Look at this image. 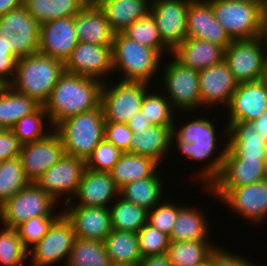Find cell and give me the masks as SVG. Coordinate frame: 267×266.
Wrapping results in <instances>:
<instances>
[{"label": "cell", "mask_w": 267, "mask_h": 266, "mask_svg": "<svg viewBox=\"0 0 267 266\" xmlns=\"http://www.w3.org/2000/svg\"><path fill=\"white\" fill-rule=\"evenodd\" d=\"M103 84V81L64 71L44 104L52 127L100 106Z\"/></svg>", "instance_id": "6da1fadb"}, {"label": "cell", "mask_w": 267, "mask_h": 266, "mask_svg": "<svg viewBox=\"0 0 267 266\" xmlns=\"http://www.w3.org/2000/svg\"><path fill=\"white\" fill-rule=\"evenodd\" d=\"M219 154L196 174L205 184L210 196L221 200L232 188L254 184L267 178V160L247 158H223L227 149V141Z\"/></svg>", "instance_id": "7a4b0ae2"}, {"label": "cell", "mask_w": 267, "mask_h": 266, "mask_svg": "<svg viewBox=\"0 0 267 266\" xmlns=\"http://www.w3.org/2000/svg\"><path fill=\"white\" fill-rule=\"evenodd\" d=\"M63 72L64 63L61 60L37 52L17 60L9 86L44 106Z\"/></svg>", "instance_id": "3957f363"}, {"label": "cell", "mask_w": 267, "mask_h": 266, "mask_svg": "<svg viewBox=\"0 0 267 266\" xmlns=\"http://www.w3.org/2000/svg\"><path fill=\"white\" fill-rule=\"evenodd\" d=\"M105 118L102 105L68 117L54 130L59 135L65 154L87 160L104 139Z\"/></svg>", "instance_id": "277c9868"}, {"label": "cell", "mask_w": 267, "mask_h": 266, "mask_svg": "<svg viewBox=\"0 0 267 266\" xmlns=\"http://www.w3.org/2000/svg\"><path fill=\"white\" fill-rule=\"evenodd\" d=\"M162 60L163 57L157 50L140 45L123 33L115 34L112 44V66L113 72L119 69L117 71L123 73L121 81L151 85V80L159 73Z\"/></svg>", "instance_id": "5b68a950"}, {"label": "cell", "mask_w": 267, "mask_h": 266, "mask_svg": "<svg viewBox=\"0 0 267 266\" xmlns=\"http://www.w3.org/2000/svg\"><path fill=\"white\" fill-rule=\"evenodd\" d=\"M216 20L231 40L260 37L263 18L260 0H207Z\"/></svg>", "instance_id": "8992f818"}, {"label": "cell", "mask_w": 267, "mask_h": 266, "mask_svg": "<svg viewBox=\"0 0 267 266\" xmlns=\"http://www.w3.org/2000/svg\"><path fill=\"white\" fill-rule=\"evenodd\" d=\"M60 205L35 182L18 191L0 207L2 226L16 228L33 217L60 216L63 211L53 214Z\"/></svg>", "instance_id": "52a82bcc"}, {"label": "cell", "mask_w": 267, "mask_h": 266, "mask_svg": "<svg viewBox=\"0 0 267 266\" xmlns=\"http://www.w3.org/2000/svg\"><path fill=\"white\" fill-rule=\"evenodd\" d=\"M171 58L168 64L163 66V94L171 101L173 108H176L175 112L180 110L193 113L195 109L201 108L199 71L184 66L173 56Z\"/></svg>", "instance_id": "ba28073f"}, {"label": "cell", "mask_w": 267, "mask_h": 266, "mask_svg": "<svg viewBox=\"0 0 267 266\" xmlns=\"http://www.w3.org/2000/svg\"><path fill=\"white\" fill-rule=\"evenodd\" d=\"M107 86L105 81L101 93V105L105 122L128 123L141 111L145 93L150 89L143 82L121 81Z\"/></svg>", "instance_id": "9c48e42d"}, {"label": "cell", "mask_w": 267, "mask_h": 266, "mask_svg": "<svg viewBox=\"0 0 267 266\" xmlns=\"http://www.w3.org/2000/svg\"><path fill=\"white\" fill-rule=\"evenodd\" d=\"M213 121L209 118H196L185 122L184 125L177 130L173 128L171 136V145L176 141L177 148L181 155L191 160L203 161L214 158L216 153L217 141H221L217 135ZM215 151V152H214Z\"/></svg>", "instance_id": "30bf717a"}, {"label": "cell", "mask_w": 267, "mask_h": 266, "mask_svg": "<svg viewBox=\"0 0 267 266\" xmlns=\"http://www.w3.org/2000/svg\"><path fill=\"white\" fill-rule=\"evenodd\" d=\"M40 24L22 5L0 17V38L22 58L39 51Z\"/></svg>", "instance_id": "8fae6325"}, {"label": "cell", "mask_w": 267, "mask_h": 266, "mask_svg": "<svg viewBox=\"0 0 267 266\" xmlns=\"http://www.w3.org/2000/svg\"><path fill=\"white\" fill-rule=\"evenodd\" d=\"M224 61L238 84L262 80L267 68L262 39L232 40L224 50Z\"/></svg>", "instance_id": "7c38bea8"}, {"label": "cell", "mask_w": 267, "mask_h": 266, "mask_svg": "<svg viewBox=\"0 0 267 266\" xmlns=\"http://www.w3.org/2000/svg\"><path fill=\"white\" fill-rule=\"evenodd\" d=\"M76 238L73 225L62 213L51 225L46 235L30 249V264L33 266H52L64 261L67 264L70 251ZM31 254V255H30Z\"/></svg>", "instance_id": "4fadbf2b"}, {"label": "cell", "mask_w": 267, "mask_h": 266, "mask_svg": "<svg viewBox=\"0 0 267 266\" xmlns=\"http://www.w3.org/2000/svg\"><path fill=\"white\" fill-rule=\"evenodd\" d=\"M85 170V159L65 154L55 165L47 169L35 183L58 203L63 199L62 197L67 203L73 199ZM65 194L68 196L66 197Z\"/></svg>", "instance_id": "5bb4252c"}, {"label": "cell", "mask_w": 267, "mask_h": 266, "mask_svg": "<svg viewBox=\"0 0 267 266\" xmlns=\"http://www.w3.org/2000/svg\"><path fill=\"white\" fill-rule=\"evenodd\" d=\"M192 0H151L150 14L155 19L162 42L173 51L187 38V13Z\"/></svg>", "instance_id": "9a60e30c"}, {"label": "cell", "mask_w": 267, "mask_h": 266, "mask_svg": "<svg viewBox=\"0 0 267 266\" xmlns=\"http://www.w3.org/2000/svg\"><path fill=\"white\" fill-rule=\"evenodd\" d=\"M64 71L104 83L107 75L110 77V73L113 72L112 45L78 42L64 63Z\"/></svg>", "instance_id": "2e32d148"}, {"label": "cell", "mask_w": 267, "mask_h": 266, "mask_svg": "<svg viewBox=\"0 0 267 266\" xmlns=\"http://www.w3.org/2000/svg\"><path fill=\"white\" fill-rule=\"evenodd\" d=\"M64 155L62 141L53 129L43 139L23 144L19 157L26 177L30 182H36L47 169L55 165Z\"/></svg>", "instance_id": "e0dca14e"}, {"label": "cell", "mask_w": 267, "mask_h": 266, "mask_svg": "<svg viewBox=\"0 0 267 266\" xmlns=\"http://www.w3.org/2000/svg\"><path fill=\"white\" fill-rule=\"evenodd\" d=\"M236 215L251 224L260 225L267 219V178L265 180L232 188L221 200ZM228 205V206H227Z\"/></svg>", "instance_id": "ac0fdd59"}, {"label": "cell", "mask_w": 267, "mask_h": 266, "mask_svg": "<svg viewBox=\"0 0 267 266\" xmlns=\"http://www.w3.org/2000/svg\"><path fill=\"white\" fill-rule=\"evenodd\" d=\"M78 42L74 16L50 20L40 25L38 52L41 54L65 63Z\"/></svg>", "instance_id": "d6986e66"}, {"label": "cell", "mask_w": 267, "mask_h": 266, "mask_svg": "<svg viewBox=\"0 0 267 266\" xmlns=\"http://www.w3.org/2000/svg\"><path fill=\"white\" fill-rule=\"evenodd\" d=\"M237 86L238 83L224 60L199 71L201 107L204 106L205 109L218 104L227 107Z\"/></svg>", "instance_id": "ffe728a7"}, {"label": "cell", "mask_w": 267, "mask_h": 266, "mask_svg": "<svg viewBox=\"0 0 267 266\" xmlns=\"http://www.w3.org/2000/svg\"><path fill=\"white\" fill-rule=\"evenodd\" d=\"M223 131L227 139L223 158L267 160V136L255 132L250 121L233 122Z\"/></svg>", "instance_id": "44dd1931"}, {"label": "cell", "mask_w": 267, "mask_h": 266, "mask_svg": "<svg viewBox=\"0 0 267 266\" xmlns=\"http://www.w3.org/2000/svg\"><path fill=\"white\" fill-rule=\"evenodd\" d=\"M229 121L227 128L233 122L252 121L267 109V88L262 80L238 84L229 105L227 106Z\"/></svg>", "instance_id": "7402d4cb"}, {"label": "cell", "mask_w": 267, "mask_h": 266, "mask_svg": "<svg viewBox=\"0 0 267 266\" xmlns=\"http://www.w3.org/2000/svg\"><path fill=\"white\" fill-rule=\"evenodd\" d=\"M64 208L63 213L73 225L77 238L104 242L112 231L109 208L77 205H66Z\"/></svg>", "instance_id": "603a6c76"}, {"label": "cell", "mask_w": 267, "mask_h": 266, "mask_svg": "<svg viewBox=\"0 0 267 266\" xmlns=\"http://www.w3.org/2000/svg\"><path fill=\"white\" fill-rule=\"evenodd\" d=\"M119 190L110 172L86 169L73 199L65 205L109 208L114 199L119 197Z\"/></svg>", "instance_id": "cb8c5ba5"}, {"label": "cell", "mask_w": 267, "mask_h": 266, "mask_svg": "<svg viewBox=\"0 0 267 266\" xmlns=\"http://www.w3.org/2000/svg\"><path fill=\"white\" fill-rule=\"evenodd\" d=\"M187 38H197L222 46L231 39L216 20L211 4L207 0H192L187 13Z\"/></svg>", "instance_id": "d4e9b609"}, {"label": "cell", "mask_w": 267, "mask_h": 266, "mask_svg": "<svg viewBox=\"0 0 267 266\" xmlns=\"http://www.w3.org/2000/svg\"><path fill=\"white\" fill-rule=\"evenodd\" d=\"M74 25L79 42L96 45L113 44L116 33L98 5L88 3L74 16Z\"/></svg>", "instance_id": "484cf974"}, {"label": "cell", "mask_w": 267, "mask_h": 266, "mask_svg": "<svg viewBox=\"0 0 267 266\" xmlns=\"http://www.w3.org/2000/svg\"><path fill=\"white\" fill-rule=\"evenodd\" d=\"M224 48L197 38H185L171 53L177 61L201 71L224 60Z\"/></svg>", "instance_id": "4316f807"}, {"label": "cell", "mask_w": 267, "mask_h": 266, "mask_svg": "<svg viewBox=\"0 0 267 266\" xmlns=\"http://www.w3.org/2000/svg\"><path fill=\"white\" fill-rule=\"evenodd\" d=\"M173 128L151 125L146 130L132 131L133 140L130 145V153L150 157L161 164V161L170 152V148H173L171 145Z\"/></svg>", "instance_id": "83f0119b"}, {"label": "cell", "mask_w": 267, "mask_h": 266, "mask_svg": "<svg viewBox=\"0 0 267 266\" xmlns=\"http://www.w3.org/2000/svg\"><path fill=\"white\" fill-rule=\"evenodd\" d=\"M98 6L104 11L112 30L122 33L134 21L150 13L151 0H103Z\"/></svg>", "instance_id": "f1b7e54d"}, {"label": "cell", "mask_w": 267, "mask_h": 266, "mask_svg": "<svg viewBox=\"0 0 267 266\" xmlns=\"http://www.w3.org/2000/svg\"><path fill=\"white\" fill-rule=\"evenodd\" d=\"M199 209L185 205L178 206V213L169 236L170 241H210L208 219L204 211Z\"/></svg>", "instance_id": "f546056e"}, {"label": "cell", "mask_w": 267, "mask_h": 266, "mask_svg": "<svg viewBox=\"0 0 267 266\" xmlns=\"http://www.w3.org/2000/svg\"><path fill=\"white\" fill-rule=\"evenodd\" d=\"M160 164L154 159L123 152L110 171L115 185L121 189L127 183L153 177Z\"/></svg>", "instance_id": "4dcf8cb0"}, {"label": "cell", "mask_w": 267, "mask_h": 266, "mask_svg": "<svg viewBox=\"0 0 267 266\" xmlns=\"http://www.w3.org/2000/svg\"><path fill=\"white\" fill-rule=\"evenodd\" d=\"M41 105L9 85L0 86V129H12L18 120L35 112Z\"/></svg>", "instance_id": "1f68e13d"}, {"label": "cell", "mask_w": 267, "mask_h": 266, "mask_svg": "<svg viewBox=\"0 0 267 266\" xmlns=\"http://www.w3.org/2000/svg\"><path fill=\"white\" fill-rule=\"evenodd\" d=\"M104 244L112 265H138L142 259L137 233L112 230Z\"/></svg>", "instance_id": "d6a6232c"}, {"label": "cell", "mask_w": 267, "mask_h": 266, "mask_svg": "<svg viewBox=\"0 0 267 266\" xmlns=\"http://www.w3.org/2000/svg\"><path fill=\"white\" fill-rule=\"evenodd\" d=\"M157 172L153 177L127 183L119 190V196L124 200L136 204L146 210H151L162 202L164 194L163 182Z\"/></svg>", "instance_id": "836d02e7"}, {"label": "cell", "mask_w": 267, "mask_h": 266, "mask_svg": "<svg viewBox=\"0 0 267 266\" xmlns=\"http://www.w3.org/2000/svg\"><path fill=\"white\" fill-rule=\"evenodd\" d=\"M88 0H23L28 13L41 25L50 20L75 16Z\"/></svg>", "instance_id": "e575fe53"}, {"label": "cell", "mask_w": 267, "mask_h": 266, "mask_svg": "<svg viewBox=\"0 0 267 266\" xmlns=\"http://www.w3.org/2000/svg\"><path fill=\"white\" fill-rule=\"evenodd\" d=\"M210 241H170L166 255L174 266H207L217 247Z\"/></svg>", "instance_id": "d590c367"}, {"label": "cell", "mask_w": 267, "mask_h": 266, "mask_svg": "<svg viewBox=\"0 0 267 266\" xmlns=\"http://www.w3.org/2000/svg\"><path fill=\"white\" fill-rule=\"evenodd\" d=\"M117 199L109 206L112 230L137 233L147 224L148 210L120 196Z\"/></svg>", "instance_id": "8d00e7d4"}, {"label": "cell", "mask_w": 267, "mask_h": 266, "mask_svg": "<svg viewBox=\"0 0 267 266\" xmlns=\"http://www.w3.org/2000/svg\"><path fill=\"white\" fill-rule=\"evenodd\" d=\"M66 266H113L102 241L75 238Z\"/></svg>", "instance_id": "74e56055"}, {"label": "cell", "mask_w": 267, "mask_h": 266, "mask_svg": "<svg viewBox=\"0 0 267 266\" xmlns=\"http://www.w3.org/2000/svg\"><path fill=\"white\" fill-rule=\"evenodd\" d=\"M122 33L140 45L157 50L162 56L164 53L166 54V52L169 56L172 53L162 42L155 19L150 13L144 18L134 21Z\"/></svg>", "instance_id": "f35d334b"}, {"label": "cell", "mask_w": 267, "mask_h": 266, "mask_svg": "<svg viewBox=\"0 0 267 266\" xmlns=\"http://www.w3.org/2000/svg\"><path fill=\"white\" fill-rule=\"evenodd\" d=\"M30 183L19 156L1 162L0 207Z\"/></svg>", "instance_id": "ab89813d"}, {"label": "cell", "mask_w": 267, "mask_h": 266, "mask_svg": "<svg viewBox=\"0 0 267 266\" xmlns=\"http://www.w3.org/2000/svg\"><path fill=\"white\" fill-rule=\"evenodd\" d=\"M159 93V94H158ZM145 93L141 105V111L152 125L175 127L174 108L171 101L161 92Z\"/></svg>", "instance_id": "60d3db41"}, {"label": "cell", "mask_w": 267, "mask_h": 266, "mask_svg": "<svg viewBox=\"0 0 267 266\" xmlns=\"http://www.w3.org/2000/svg\"><path fill=\"white\" fill-rule=\"evenodd\" d=\"M44 119H48L46 120L48 121L47 126L49 124V129L53 130L54 128L49 122V117L44 106H40L32 114L24 116L18 120L11 130L22 145L40 140L50 133L49 131L45 130L46 125L44 124Z\"/></svg>", "instance_id": "b9f144b4"}, {"label": "cell", "mask_w": 267, "mask_h": 266, "mask_svg": "<svg viewBox=\"0 0 267 266\" xmlns=\"http://www.w3.org/2000/svg\"><path fill=\"white\" fill-rule=\"evenodd\" d=\"M0 229V265L23 266L28 249L23 245L16 228L2 226Z\"/></svg>", "instance_id": "7bdbcfd3"}, {"label": "cell", "mask_w": 267, "mask_h": 266, "mask_svg": "<svg viewBox=\"0 0 267 266\" xmlns=\"http://www.w3.org/2000/svg\"><path fill=\"white\" fill-rule=\"evenodd\" d=\"M137 234L142 258L167 253L170 240L165 233L145 224Z\"/></svg>", "instance_id": "ee69618b"}, {"label": "cell", "mask_w": 267, "mask_h": 266, "mask_svg": "<svg viewBox=\"0 0 267 266\" xmlns=\"http://www.w3.org/2000/svg\"><path fill=\"white\" fill-rule=\"evenodd\" d=\"M123 152L103 139L86 160V169L96 172H110Z\"/></svg>", "instance_id": "f6af8a7d"}, {"label": "cell", "mask_w": 267, "mask_h": 266, "mask_svg": "<svg viewBox=\"0 0 267 266\" xmlns=\"http://www.w3.org/2000/svg\"><path fill=\"white\" fill-rule=\"evenodd\" d=\"M59 216L33 217L16 227L23 245L30 249L39 242L48 232L53 222Z\"/></svg>", "instance_id": "bcb514c9"}, {"label": "cell", "mask_w": 267, "mask_h": 266, "mask_svg": "<svg viewBox=\"0 0 267 266\" xmlns=\"http://www.w3.org/2000/svg\"><path fill=\"white\" fill-rule=\"evenodd\" d=\"M178 213V205L160 202L148 211L147 224L170 236Z\"/></svg>", "instance_id": "7dc6e473"}, {"label": "cell", "mask_w": 267, "mask_h": 266, "mask_svg": "<svg viewBox=\"0 0 267 266\" xmlns=\"http://www.w3.org/2000/svg\"><path fill=\"white\" fill-rule=\"evenodd\" d=\"M133 132L126 123L106 122L104 139L112 143L122 152L130 153Z\"/></svg>", "instance_id": "c3c4849f"}, {"label": "cell", "mask_w": 267, "mask_h": 266, "mask_svg": "<svg viewBox=\"0 0 267 266\" xmlns=\"http://www.w3.org/2000/svg\"><path fill=\"white\" fill-rule=\"evenodd\" d=\"M254 264L252 261H248V258L235 255L220 247H216L211 252L207 262V266H257Z\"/></svg>", "instance_id": "681fc988"}, {"label": "cell", "mask_w": 267, "mask_h": 266, "mask_svg": "<svg viewBox=\"0 0 267 266\" xmlns=\"http://www.w3.org/2000/svg\"><path fill=\"white\" fill-rule=\"evenodd\" d=\"M21 146L11 129H0V162L18 157Z\"/></svg>", "instance_id": "f907efd6"}, {"label": "cell", "mask_w": 267, "mask_h": 266, "mask_svg": "<svg viewBox=\"0 0 267 266\" xmlns=\"http://www.w3.org/2000/svg\"><path fill=\"white\" fill-rule=\"evenodd\" d=\"M18 59L15 54H0V86H6L11 83Z\"/></svg>", "instance_id": "816d5d0a"}, {"label": "cell", "mask_w": 267, "mask_h": 266, "mask_svg": "<svg viewBox=\"0 0 267 266\" xmlns=\"http://www.w3.org/2000/svg\"><path fill=\"white\" fill-rule=\"evenodd\" d=\"M127 124L131 131L146 130L152 125L149 120L146 119L142 111H139L133 117H131Z\"/></svg>", "instance_id": "f5cc1de1"}, {"label": "cell", "mask_w": 267, "mask_h": 266, "mask_svg": "<svg viewBox=\"0 0 267 266\" xmlns=\"http://www.w3.org/2000/svg\"><path fill=\"white\" fill-rule=\"evenodd\" d=\"M138 266H174L166 254L142 258Z\"/></svg>", "instance_id": "db71d44e"}, {"label": "cell", "mask_w": 267, "mask_h": 266, "mask_svg": "<svg viewBox=\"0 0 267 266\" xmlns=\"http://www.w3.org/2000/svg\"><path fill=\"white\" fill-rule=\"evenodd\" d=\"M255 127V132L267 136V109L259 116L258 119L250 121Z\"/></svg>", "instance_id": "11a10c76"}, {"label": "cell", "mask_w": 267, "mask_h": 266, "mask_svg": "<svg viewBox=\"0 0 267 266\" xmlns=\"http://www.w3.org/2000/svg\"><path fill=\"white\" fill-rule=\"evenodd\" d=\"M23 5V0H0V17Z\"/></svg>", "instance_id": "9f6ffc18"}, {"label": "cell", "mask_w": 267, "mask_h": 266, "mask_svg": "<svg viewBox=\"0 0 267 266\" xmlns=\"http://www.w3.org/2000/svg\"><path fill=\"white\" fill-rule=\"evenodd\" d=\"M260 38L263 41L264 49L266 52V58H267V19H263Z\"/></svg>", "instance_id": "6f0895ef"}, {"label": "cell", "mask_w": 267, "mask_h": 266, "mask_svg": "<svg viewBox=\"0 0 267 266\" xmlns=\"http://www.w3.org/2000/svg\"><path fill=\"white\" fill-rule=\"evenodd\" d=\"M0 54H14L11 51V48L7 47V45L1 40V38H0Z\"/></svg>", "instance_id": "680465c9"}, {"label": "cell", "mask_w": 267, "mask_h": 266, "mask_svg": "<svg viewBox=\"0 0 267 266\" xmlns=\"http://www.w3.org/2000/svg\"><path fill=\"white\" fill-rule=\"evenodd\" d=\"M261 15L263 19H267V0H260Z\"/></svg>", "instance_id": "91938a15"}, {"label": "cell", "mask_w": 267, "mask_h": 266, "mask_svg": "<svg viewBox=\"0 0 267 266\" xmlns=\"http://www.w3.org/2000/svg\"><path fill=\"white\" fill-rule=\"evenodd\" d=\"M103 0H88V3L99 5Z\"/></svg>", "instance_id": "94428289"}, {"label": "cell", "mask_w": 267, "mask_h": 266, "mask_svg": "<svg viewBox=\"0 0 267 266\" xmlns=\"http://www.w3.org/2000/svg\"><path fill=\"white\" fill-rule=\"evenodd\" d=\"M262 81L265 83L266 88H267V68H266L264 75L262 76Z\"/></svg>", "instance_id": "6125c7cd"}, {"label": "cell", "mask_w": 267, "mask_h": 266, "mask_svg": "<svg viewBox=\"0 0 267 266\" xmlns=\"http://www.w3.org/2000/svg\"><path fill=\"white\" fill-rule=\"evenodd\" d=\"M113 266H138V265H113Z\"/></svg>", "instance_id": "be15d7a7"}]
</instances>
